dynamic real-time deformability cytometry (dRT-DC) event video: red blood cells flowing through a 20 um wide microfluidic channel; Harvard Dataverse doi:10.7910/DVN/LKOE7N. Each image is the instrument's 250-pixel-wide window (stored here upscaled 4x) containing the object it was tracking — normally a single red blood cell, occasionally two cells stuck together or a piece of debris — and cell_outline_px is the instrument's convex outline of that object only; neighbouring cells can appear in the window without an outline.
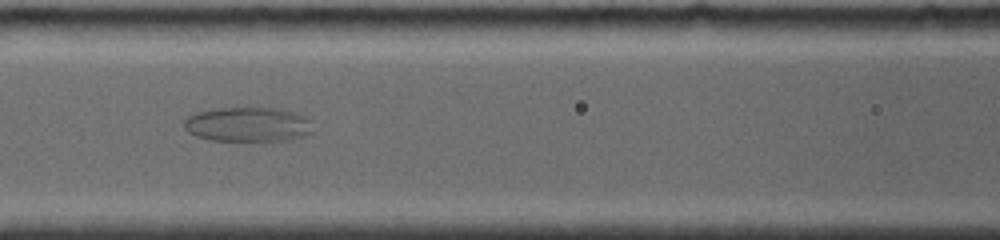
{"species": "common noctule bat (a hibernating species)", "species_latin": "Nyctalus noctula", "temperature_condition": "room temperature", "stored_images_in_passage": 97, "camera_frame_rate_fps": 4000, "um_per_image_px": 0.085, "animal": {"sex": "female", "body_mass_g": 19.0, "forearm_length_mm": 56.7}, "frame": {"image": 1, "passage_image": 51, "time_ms": 7.0, "image_size_px": [1000, 240], "cell_outline_px": [[312, 132], [304, 136], [292, 140], [272, 144], [252, 144], [212, 140], [196, 136], [188, 132], [184, 128], [184, 120], [188, 116], [196, 112], [216, 108], [284, 108], [308, 116], [312, 120]], "centroid_in_image_um": [21.16, 10.64], "position_along_channel_um": 145.4, "area_um2": 27.74}}
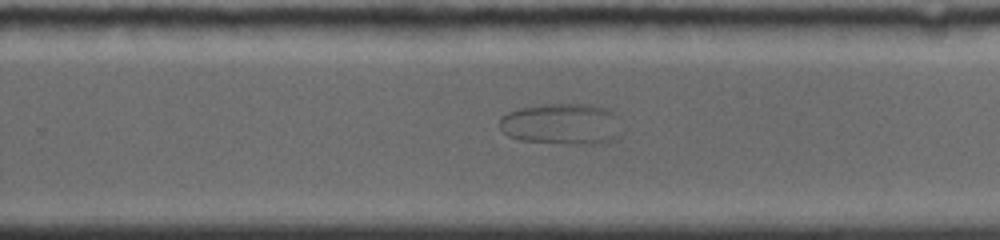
{"frame": {"image": 2, "passage_image": 62, "time_ms": 10.75, "image_size_px": [1000, 240], "cell_outline_px": [[624, 132], [616, 140], [592, 144], [572, 144], [520, 140], [508, 136], [500, 128], [500, 116], [508, 112], [520, 108], [544, 104], [588, 104], [608, 108], [616, 112]], "centroid_in_image_um": [47.83, 10.54], "position_along_channel_um": 282.0, "area_um2": 29.94}}
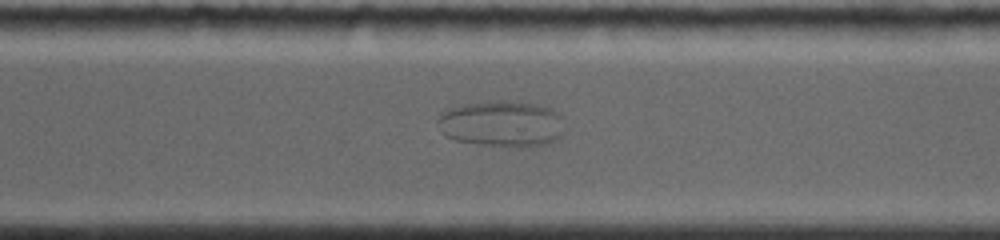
{"frame": {"image": 3, "passage_image": 67, "time_ms": 12.0, "image_size_px": [1000, 240], "cell_outline_px": [[564, 132], [556, 140], [548, 144], [484, 144], [456, 140], [444, 136], [436, 120], [448, 108], [464, 104], [536, 104], [552, 108], [560, 116]], "centroid_in_image_um": [42.64, 10.53], "position_along_channel_um": 328.0, "area_um2": 32.19}}